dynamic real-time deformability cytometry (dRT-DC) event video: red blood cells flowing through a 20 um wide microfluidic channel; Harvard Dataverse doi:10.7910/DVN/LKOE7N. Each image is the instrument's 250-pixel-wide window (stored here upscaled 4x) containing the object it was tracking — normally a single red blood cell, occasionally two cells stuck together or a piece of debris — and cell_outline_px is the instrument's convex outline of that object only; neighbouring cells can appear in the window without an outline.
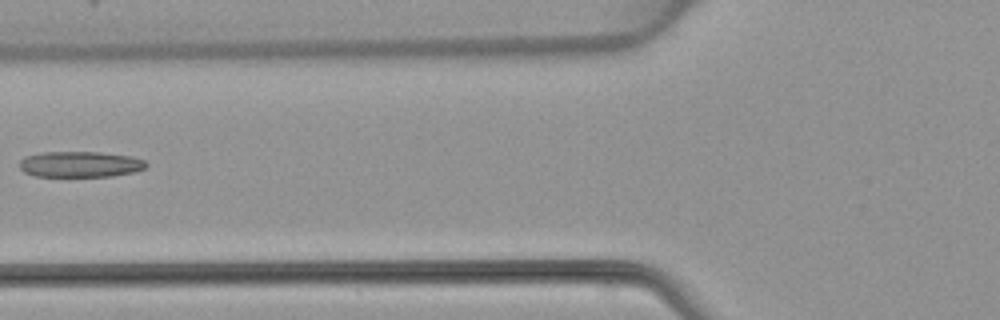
{"species": "common noctule bat (a hibernating species)", "species_latin": "Nyctalus noctula", "temperature_condition": "warm", "stored_images_in_passage": 4, "camera_frame_rate_fps": 3000, "um_per_image_px": 0.085, "animal": {"sex": "female", "body_mass_g": 22.7, "forearm_length_mm": 54.2}, "frame": {"image": 1, "passage_image": 4, "time_ms": 5.667, "image_size_px": [1000, 320], "cell_outline_px": [[148, 164], [144, 168], [136, 172], [112, 176], [36, 176], [24, 172], [20, 168], [20, 160], [24, 156], [40, 152], [100, 152], [132, 156], [144, 160]], "centroid_in_image_um": [6.82, 13.96], "position_along_channel_um": 119.0, "area_um2": 19.19}}